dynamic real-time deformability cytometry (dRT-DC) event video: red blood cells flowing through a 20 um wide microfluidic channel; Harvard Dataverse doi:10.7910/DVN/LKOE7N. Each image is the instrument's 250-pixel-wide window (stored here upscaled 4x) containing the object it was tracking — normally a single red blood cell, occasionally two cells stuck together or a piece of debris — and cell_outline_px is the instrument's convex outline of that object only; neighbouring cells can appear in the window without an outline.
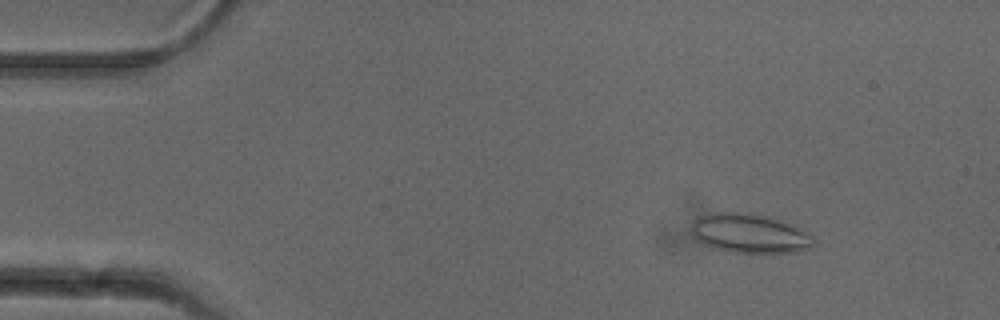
{"species": "common noctule bat (a hibernating species)", "species_latin": "Nyctalus noctula", "temperature_condition": "cold", "stored_images_in_passage": 52, "camera_frame_rate_fps": 3000, "um_per_image_px": 0.085, "animal": {"sex": "female"}, "frame": {"image": 1, "passage_image": 7, "time_ms": 2.0, "image_size_px": [1000, 320], "cell_outline_px": [[816, 244], [808, 248], [796, 252], [732, 252], [716, 248], [704, 244], [692, 232], [692, 224], [696, 220], [712, 212], [748, 212], [768, 216], [796, 224], [812, 236], [816, 240]], "centroid_in_image_um": [63.82, 19.82], "position_along_channel_um": 21.2, "area_um2": 27.86}}
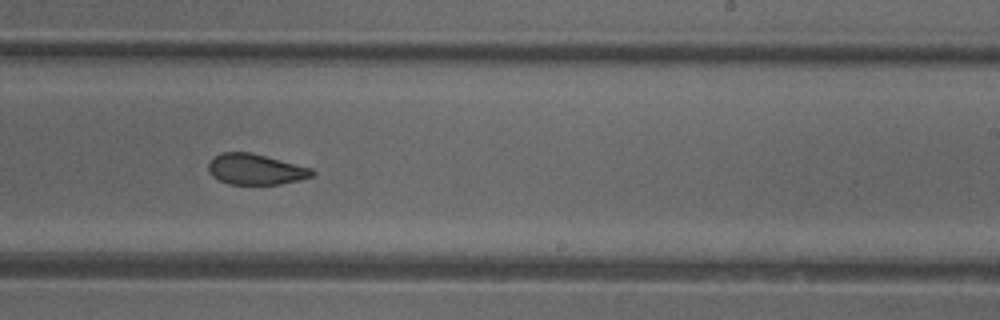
{"frame": {"image": 2, "passage_image": 32, "time_ms": 10.333, "image_size_px": [1000, 320], "cell_outline_px": [[316, 172], [312, 176], [300, 180], [280, 184], [228, 184], [212, 176], [208, 172], [208, 164], [212, 156], [220, 152], [252, 152], [312, 168]], "centroid_in_image_um": [21.7, 14.38], "position_along_channel_um": 267.3, "area_um2": 18.79}}
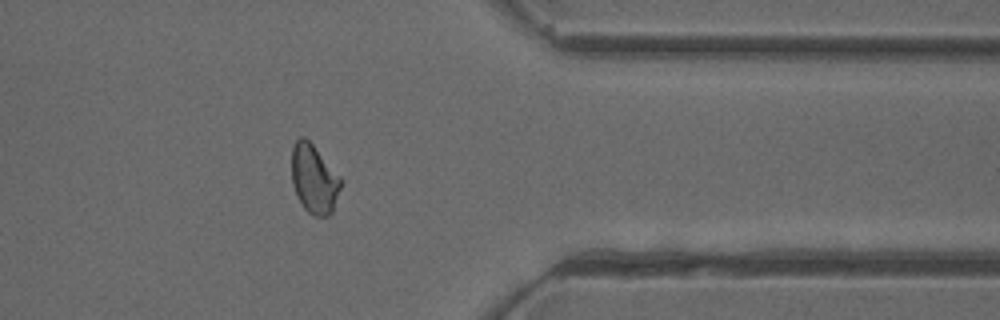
{"frame": {"image": 3, "passage_image": 42, "time_ms": 13.667, "image_size_px": [1000, 320], "cell_outline_px": [[340, 188], [332, 212], [328, 216], [312, 216], [304, 208], [292, 184], [292, 144], [300, 136], [304, 136], [312, 144], [340, 176]], "centroid_in_image_um": [26.68, 15.2], "position_along_channel_um": 384.7, "area_um2": 19.48}, "authors_computed_cell_mechanics": {"area_um2": 20.0855, "velocity_mm_per_s": 3.9554, "shape_relaxation_time_tau1_ms": null, "shape_relaxation_time_tau2_ms": 1.3459, "deformation_change_tau1": null, "deformation_change_tau2": 0.0583}}